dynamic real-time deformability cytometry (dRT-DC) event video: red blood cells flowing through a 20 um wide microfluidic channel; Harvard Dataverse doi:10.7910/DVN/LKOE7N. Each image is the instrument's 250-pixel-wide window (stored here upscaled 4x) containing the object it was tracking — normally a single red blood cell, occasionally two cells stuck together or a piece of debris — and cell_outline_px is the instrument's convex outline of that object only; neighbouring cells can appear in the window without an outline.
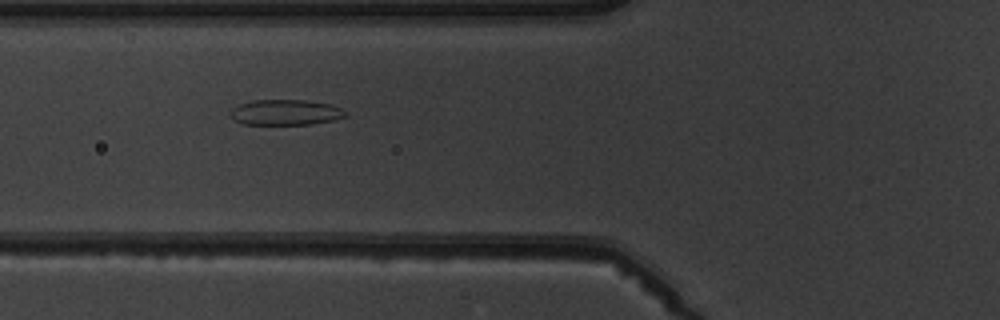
{"species": "common noctule bat (a hibernating species)", "species_latin": "Nyctalus noctula", "temperature_condition": "warm", "stored_images_in_passage": 4, "camera_frame_rate_fps": 3000, "um_per_image_px": 0.085, "animal": {"sex": "male", "body_mass_g": 19.5, "forearm_length_mm": 54.6}, "frame": {"image": 1, "passage_image": 2, "time_ms": 1.0, "image_size_px": [1000, 320], "cell_outline_px": [[348, 116], [332, 120], [312, 124], [240, 124], [232, 120], [228, 116], [228, 112], [232, 108], [240, 104], [252, 100], [304, 100], [332, 104], [348, 112]], "centroid_in_image_um": [24.23, 9.55], "position_along_channel_um": 101.6, "area_um2": 17.4}}
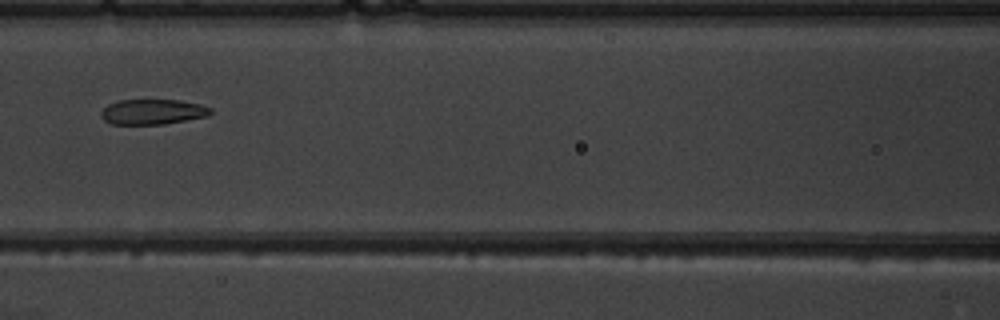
{"frame": {"image": 2, "passage_image": 3, "time_ms": 2.333, "image_size_px": [1000, 320], "cell_outline_px": [[212, 112], [208, 116], [164, 124], [112, 124], [104, 120], [100, 116], [100, 112], [108, 104], [120, 100], [180, 100], [200, 104], [212, 108]], "centroid_in_image_um": [12.98, 9.5], "position_along_channel_um": 153.6, "area_um2": 16.13}}
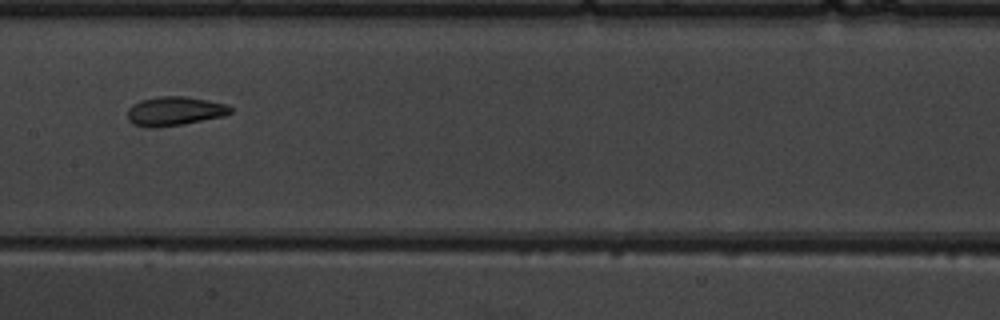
{"frame": {"image": 3, "passage_image": 4, "time_ms": 3.333, "image_size_px": [1000, 320], "cell_outline_px": [[232, 112], [224, 116], [184, 124], [132, 124], [128, 120], [128, 108], [132, 104], [140, 100], [156, 96], [184, 96], [208, 100], [228, 104], [232, 108]], "centroid_in_image_um": [14.91, 9.38], "position_along_channel_um": 192.5, "area_um2": 16.88}}